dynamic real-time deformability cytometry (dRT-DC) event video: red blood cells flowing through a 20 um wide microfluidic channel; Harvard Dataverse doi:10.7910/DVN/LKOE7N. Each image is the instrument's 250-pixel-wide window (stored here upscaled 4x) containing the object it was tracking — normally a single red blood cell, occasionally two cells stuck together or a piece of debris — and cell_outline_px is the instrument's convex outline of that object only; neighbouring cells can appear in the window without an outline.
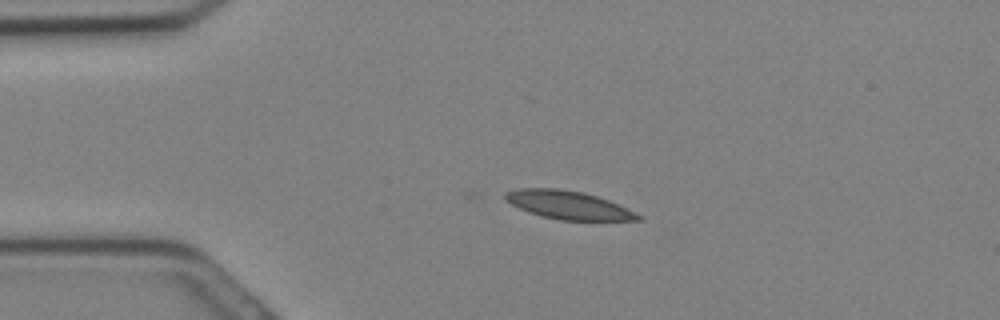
{"species": "Egyptian fruit bat (a non-hibernating species)", "species_latin": "Rousettus aegyptiacus", "temperature_condition": "cold", "stored_images_in_passage": 3, "camera_frame_rate_fps": 3000, "um_per_image_px": 0.085, "animal": {"sex": "female"}, "frame": {"image": 1, "passage_image": 3, "time_ms": 0.667, "image_size_px": [1000, 320], "cell_outline_px": [[644, 220], [560, 220], [540, 216], [528, 212], [512, 204], [504, 196], [504, 192], [520, 188], [556, 188], [584, 192], [608, 200], [644, 216]], "centroid_in_image_um": [48.32, 17.43], "position_along_channel_um": 36.7, "area_um2": 21.79}}